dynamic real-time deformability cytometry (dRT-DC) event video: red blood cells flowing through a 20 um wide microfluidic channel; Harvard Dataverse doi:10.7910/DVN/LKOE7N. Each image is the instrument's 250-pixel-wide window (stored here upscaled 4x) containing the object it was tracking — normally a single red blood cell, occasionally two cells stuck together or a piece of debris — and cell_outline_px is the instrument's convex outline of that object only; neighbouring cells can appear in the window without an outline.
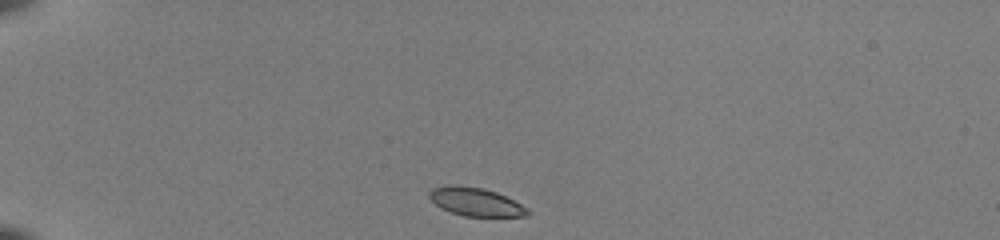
{"species": "common noctule bat (a hibernating species)", "species_latin": "Nyctalus noctula", "temperature_condition": "room temperature", "stored_images_in_passage": 39, "camera_frame_rate_fps": 3000, "um_per_image_px": 0.085, "animal": {"sex": "female", "body_mass_g": 22.0, "forearm_length_mm": 56.7}, "frame": {"image": 1, "passage_image": 1, "time_ms": 0.0, "image_size_px": [1000, 240], "cell_outline_px": [[532, 212], [528, 216], [464, 216], [440, 208], [428, 196], [428, 192], [432, 188], [444, 184], [460, 184], [484, 188], [496, 192], [528, 208]], "centroid_in_image_um": [40.4, 17.13], "position_along_channel_um": 44.6, "area_um2": 16.42}}
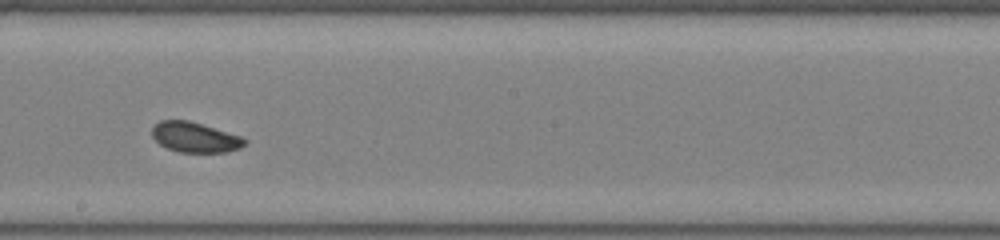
{"frame": {"image": 2, "passage_image": 19, "time_ms": 6.0, "image_size_px": [1000, 240], "cell_outline_px": [[248, 140], [240, 148], [228, 152], [180, 152], [168, 148], [160, 144], [152, 136], [152, 128], [160, 120], [188, 120], [240, 136]], "centroid_in_image_um": [16.57, 11.67], "position_along_channel_um": 231.6, "area_um2": 16.07}}
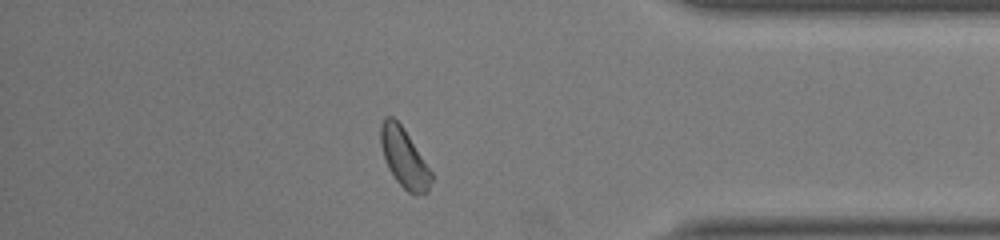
{"frame": {"image": 3, "passage_image": 33, "time_ms": 10.667, "image_size_px": [1000, 240], "cell_outline_px": [[432, 180], [428, 192], [416, 196], [408, 192], [396, 180], [388, 168], [380, 144], [380, 124], [384, 116], [392, 116], [404, 128], [432, 172]], "centroid_in_image_um": [34.35, 13.42], "position_along_channel_um": 400.9, "area_um2": 17.51}, "authors_computed_cell_mechanics": {"area_um2": 16.9932, "velocity_mm_per_s": 3.9543, "shape_relaxation_time_tau1_ms": 3.9599, "shape_relaxation_time_tau2_ms": 1.5897, "deformation_change_tau1": 0.1123, "deformation_change_tau2": 0.0529}}